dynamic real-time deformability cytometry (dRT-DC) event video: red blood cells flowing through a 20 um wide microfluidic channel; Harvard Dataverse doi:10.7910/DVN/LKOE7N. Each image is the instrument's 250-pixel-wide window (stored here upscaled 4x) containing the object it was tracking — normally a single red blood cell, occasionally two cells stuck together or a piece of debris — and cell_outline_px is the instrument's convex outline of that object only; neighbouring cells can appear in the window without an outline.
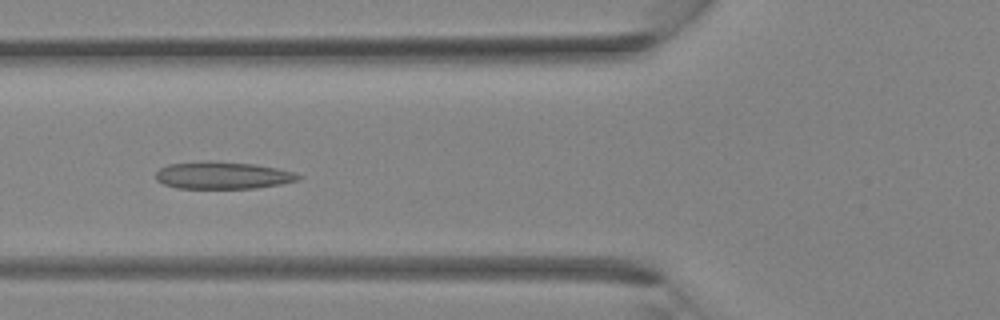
{"species": "Egyptian fruit bat (a non-hibernating species)", "species_latin": "Rousettus aegyptiacus", "temperature_condition": "room temperature", "stored_images_in_passage": 36, "camera_frame_rate_fps": 3000, "um_per_image_px": 0.085, "animal": {"sex": "female"}, "frame": {"image": 1, "passage_image": 14, "time_ms": 4.333, "image_size_px": [1000, 320], "cell_outline_px": [[304, 176], [300, 180], [280, 184], [256, 188], [176, 188], [164, 184], [156, 180], [156, 172], [160, 168], [168, 164], [256, 164], [296, 172]], "centroid_in_image_um": [19.02, 14.96], "position_along_channel_um": 106.8, "area_um2": 21.62}}
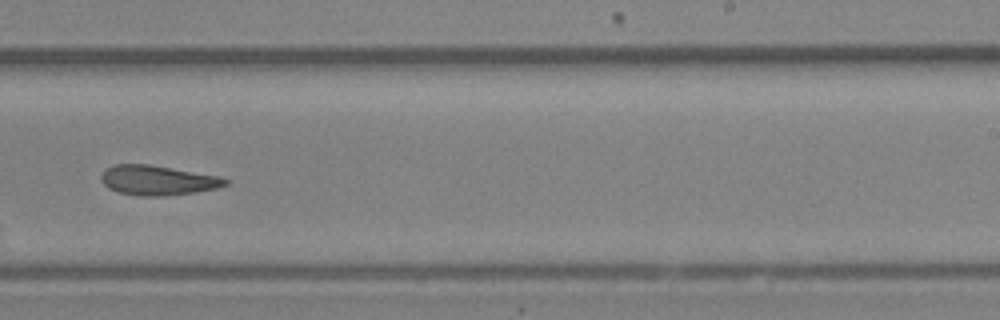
{"frame": {"image": 2, "passage_image": 23, "time_ms": 7.333, "image_size_px": [1000, 320], "cell_outline_px": [[228, 184], [216, 188], [192, 192], [160, 196], [140, 196], [116, 192], [108, 188], [104, 184], [100, 176], [104, 168], [112, 164], [148, 164], [220, 176], [228, 180]], "centroid_in_image_um": [13.34, 15.31], "position_along_channel_um": 275.7, "area_um2": 21.5}}
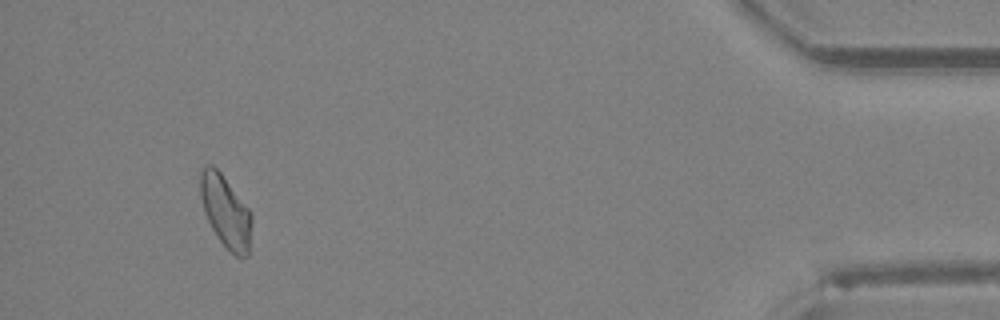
{"frame": {"image": 3, "passage_image": 34, "time_ms": 11.0, "image_size_px": [1000, 320], "cell_outline_px": [[252, 220], [248, 256], [240, 260], [220, 240], [212, 228], [204, 212], [200, 196], [200, 168], [208, 164], [212, 164], [220, 172], [252, 212]], "centroid_in_image_um": [19.18, 17.96], "position_along_channel_um": 416.0, "area_um2": 21.62}}